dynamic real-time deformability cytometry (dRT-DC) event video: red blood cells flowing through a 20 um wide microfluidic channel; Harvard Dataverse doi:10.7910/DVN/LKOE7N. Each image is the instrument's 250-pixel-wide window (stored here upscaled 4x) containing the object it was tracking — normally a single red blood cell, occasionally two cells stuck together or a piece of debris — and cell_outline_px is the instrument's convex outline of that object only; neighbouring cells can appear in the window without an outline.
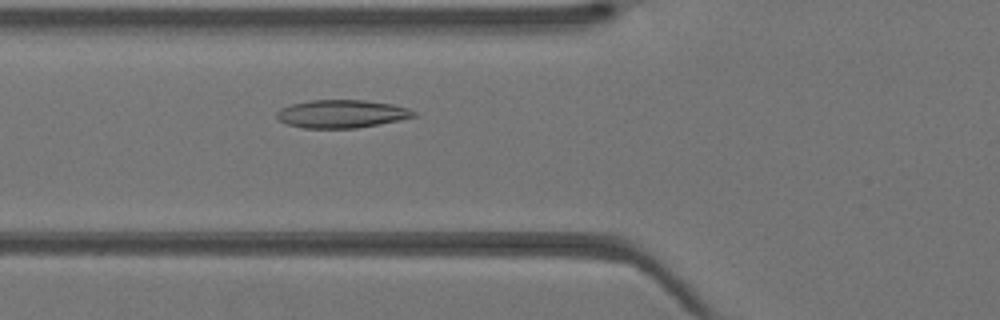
{"species": "Egyptian fruit bat (a non-hibernating species)", "species_latin": "Rousettus aegyptiacus", "temperature_condition": "warm", "stored_images_in_passage": 39, "camera_frame_rate_fps": 3000, "um_per_image_px": 0.085, "animal": {"sex": "female"}, "frame": {"image": 1, "passage_image": 12, "time_ms": 3.667, "image_size_px": [1000, 320], "cell_outline_px": [[416, 116], [356, 128], [304, 128], [288, 124], [280, 120], [276, 116], [276, 112], [280, 108], [292, 104], [308, 100], [364, 100], [392, 104], [408, 108], [416, 112]], "centroid_in_image_um": [29.01, 9.67], "position_along_channel_um": 96.8, "area_um2": 22.14}}
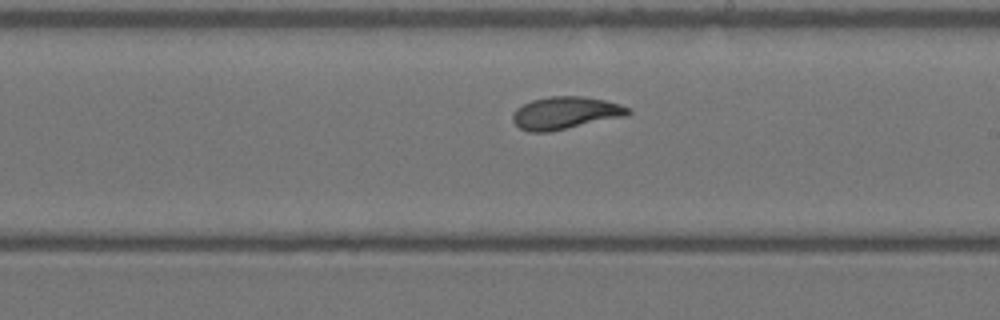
{"frame": {"image": 2, "passage_image": 21, "time_ms": 6.667, "image_size_px": [1000, 320], "cell_outline_px": [[632, 112], [628, 116], [548, 132], [528, 132], [520, 128], [512, 120], [512, 116], [516, 108], [532, 100], [552, 96], [584, 96], [604, 100], [620, 104], [628, 108]], "centroid_in_image_um": [48.07, 9.6], "position_along_channel_um": 240.9, "area_um2": 21.85}}
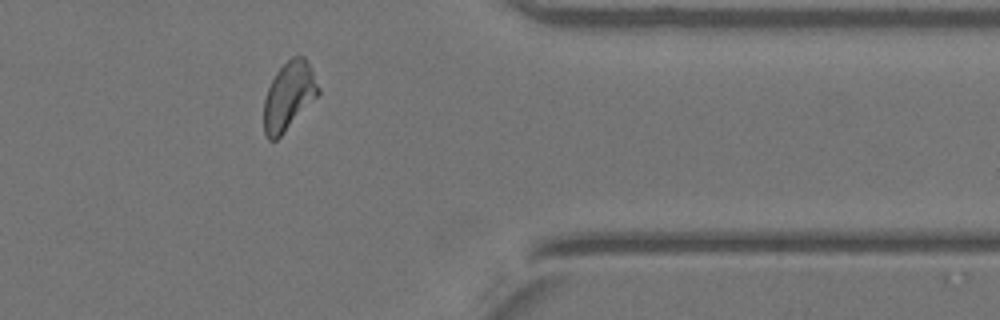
{"frame": {"image": 3, "passage_image": 31, "time_ms": 10.0, "image_size_px": [1000, 320], "cell_outline_px": [[320, 92], [284, 132], [276, 140], [268, 140], [264, 132], [264, 100], [268, 88], [276, 72], [292, 56], [304, 56], [320, 88]], "centroid_in_image_um": [24.52, 8.16], "position_along_channel_um": 386.9, "area_um2": 21.1}}